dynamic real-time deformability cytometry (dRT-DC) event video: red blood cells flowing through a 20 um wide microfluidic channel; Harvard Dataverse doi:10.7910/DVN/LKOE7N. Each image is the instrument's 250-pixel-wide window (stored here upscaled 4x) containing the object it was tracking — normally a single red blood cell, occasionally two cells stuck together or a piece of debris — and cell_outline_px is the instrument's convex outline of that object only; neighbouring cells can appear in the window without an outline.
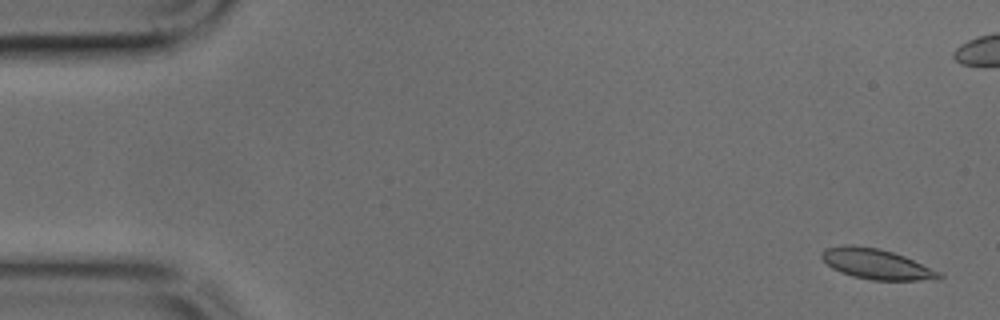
{"species": "common noctule bat (a hibernating species)", "species_latin": "Nyctalus noctula", "temperature_condition": "cold", "stored_images_in_passage": 50, "camera_frame_rate_fps": 3000, "um_per_image_px": 0.085, "animal": {"sex": "male", "body_mass_g": 17.9, "forearm_length_mm": 54.2}, "frame": {"image": 1, "passage_image": 2, "time_ms": 0.333, "image_size_px": [1000, 320], "cell_outline_px": [[944, 276], [940, 280], [872, 280], [852, 276], [840, 272], [832, 268], [820, 256], [820, 252], [824, 248], [844, 244], [852, 244], [880, 248], [904, 256], [940, 272]], "centroid_in_image_um": [74.47, 22.43], "position_along_channel_um": 10.5, "area_um2": 20.92}}
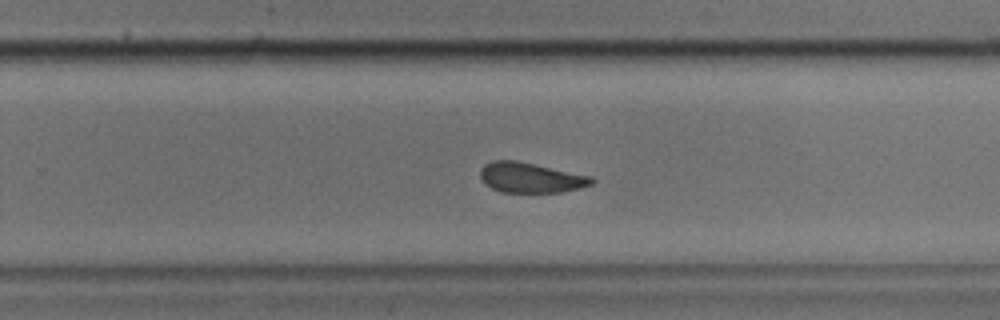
{"frame": {"image": 2, "passage_image": 31, "time_ms": 10.0, "image_size_px": [1000, 320], "cell_outline_px": [[596, 180], [592, 184], [560, 192], [500, 192], [484, 184], [480, 176], [480, 168], [484, 164], [492, 160], [516, 160], [592, 176]], "centroid_in_image_um": [45.06, 15.09], "position_along_channel_um": 284.7, "area_um2": 19.59}}
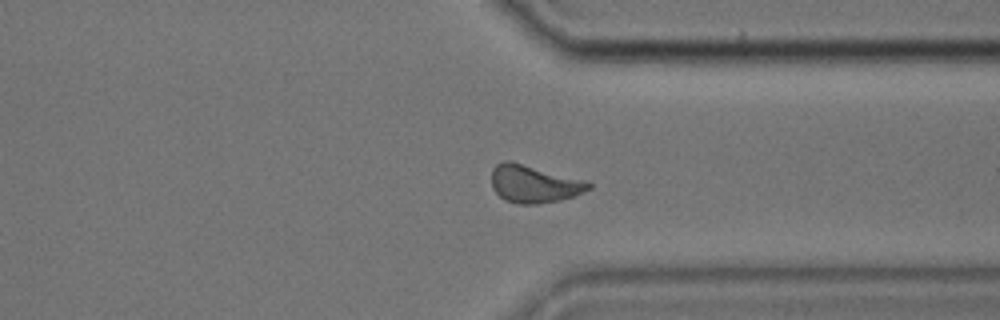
{"frame": {"image": 3, "passage_image": 37, "time_ms": 12.0, "image_size_px": [1000, 320], "cell_outline_px": [[592, 188], [572, 196], [560, 200], [536, 204], [520, 204], [504, 200], [492, 188], [492, 168], [496, 164], [504, 160], [508, 160], [588, 180], [592, 184]], "centroid_in_image_um": [45.4, 15.62], "position_along_channel_um": 366.0, "area_um2": 21.39}}